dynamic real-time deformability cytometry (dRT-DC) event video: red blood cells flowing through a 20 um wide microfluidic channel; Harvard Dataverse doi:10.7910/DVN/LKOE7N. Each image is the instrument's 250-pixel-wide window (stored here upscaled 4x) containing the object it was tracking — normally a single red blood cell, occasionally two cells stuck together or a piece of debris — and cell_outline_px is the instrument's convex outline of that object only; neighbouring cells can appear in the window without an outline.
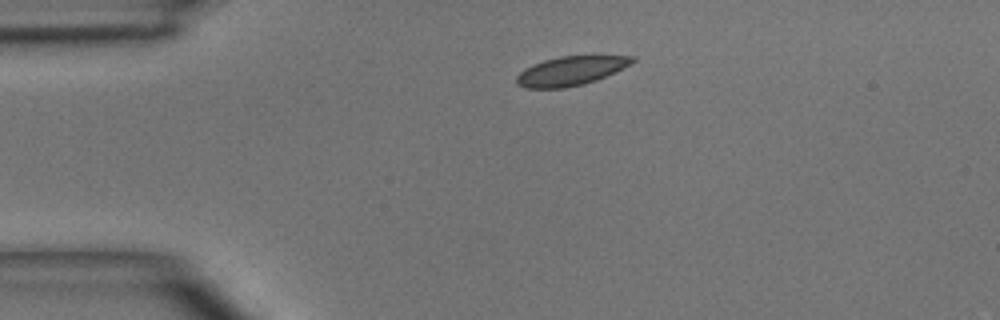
{"species": "common noctule bat (a hibernating species)", "species_latin": "Nyctalus noctula", "temperature_condition": "room temperature", "stored_images_in_passage": 2, "camera_frame_rate_fps": 3000, "um_per_image_px": 0.085, "animal": {"sex": "male", "body_mass_g": 15.6}, "frame": {"image": 1, "passage_image": 1, "time_ms": 0.0, "image_size_px": [1000, 320], "cell_outline_px": [[636, 60], [632, 64], [596, 80], [584, 84], [564, 88], [524, 88], [516, 84], [516, 76], [524, 68], [532, 64], [544, 60], [560, 56], [636, 56]], "centroid_in_image_um": [48.49, 6.03], "position_along_channel_um": 36.5, "area_um2": 19.65}}